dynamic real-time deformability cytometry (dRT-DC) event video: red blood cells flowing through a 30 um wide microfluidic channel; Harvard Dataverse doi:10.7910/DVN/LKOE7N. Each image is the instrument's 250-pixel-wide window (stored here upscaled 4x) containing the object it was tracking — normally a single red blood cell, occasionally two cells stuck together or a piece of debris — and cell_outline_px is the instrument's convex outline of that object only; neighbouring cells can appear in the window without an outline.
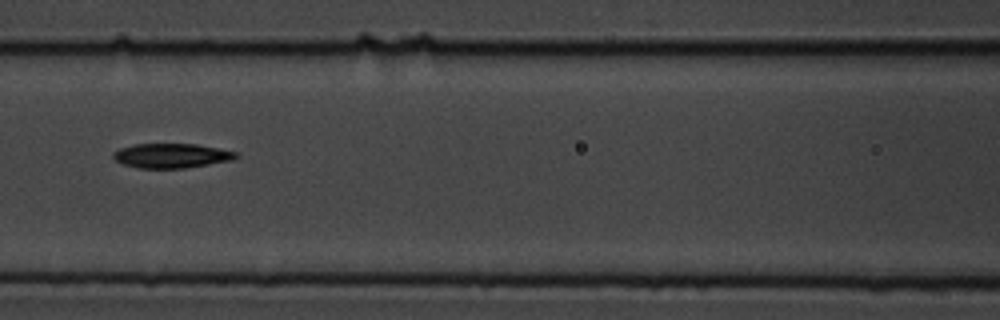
{"species": "common noctule bat (a hibernating species)", "species_latin": "Nyctalus noctula", "temperature_condition": "cold", "stored_images_in_passage": 9, "camera_frame_rate_fps": 3000, "um_per_image_px": 0.085, "animal": {"sex": "male", "body_mass_g": 19.5, "forearm_length_mm": 54.6}, "frame": {"image": 1, "passage_image": 7, "time_ms": 7.667, "image_size_px": [1000, 320], "cell_outline_px": [[240, 156], [232, 160], [184, 168], [140, 168], [124, 164], [116, 160], [112, 156], [112, 152], [120, 148], [136, 144], [196, 144], [240, 152]], "centroid_in_image_um": [14.61, 13.23], "position_along_channel_um": 152.0, "area_um2": 17.51}}
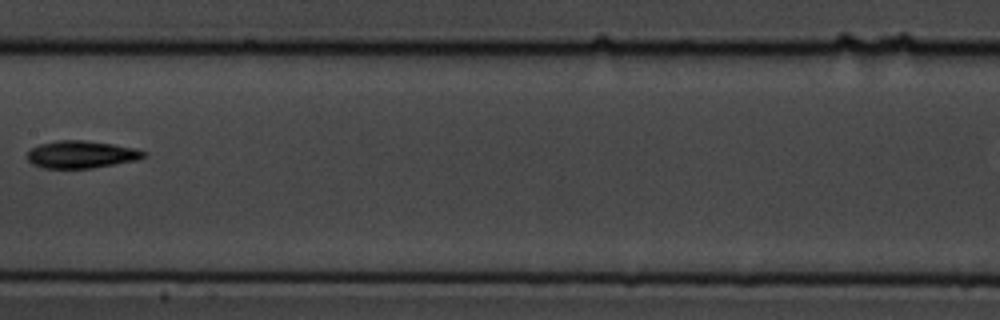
{"frame": {"image": 2, "passage_image": 8, "time_ms": 9.0, "image_size_px": [1000, 320], "cell_outline_px": [[148, 156], [136, 160], [116, 164], [92, 168], [40, 168], [32, 164], [28, 160], [28, 152], [32, 148], [40, 144], [56, 140], [84, 140], [112, 144], [136, 148], [148, 152]], "centroid_in_image_um": [6.94, 13.13], "position_along_channel_um": 200.5, "area_um2": 18.73}}
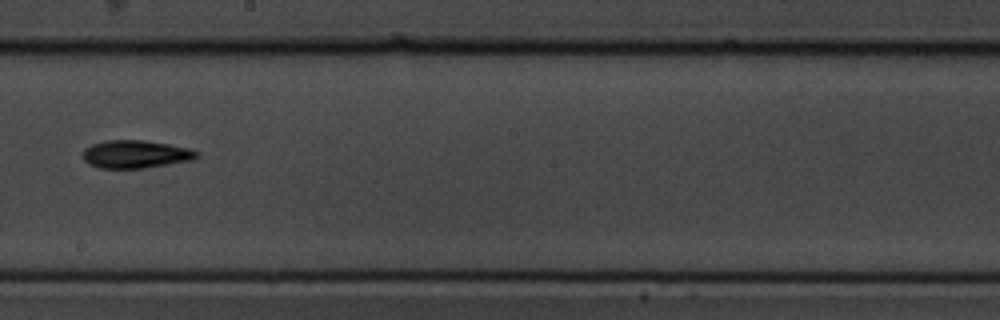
{"frame": {"image": 3, "passage_image": 9, "time_ms": 10.0, "image_size_px": [1000, 320], "cell_outline_px": [[200, 156], [192, 160], [144, 168], [100, 168], [88, 164], [84, 160], [84, 148], [92, 144], [108, 140], [144, 140], [168, 144], [188, 148], [200, 152]], "centroid_in_image_um": [11.54, 13.11], "position_along_channel_um": 236.7, "area_um2": 18.5}}